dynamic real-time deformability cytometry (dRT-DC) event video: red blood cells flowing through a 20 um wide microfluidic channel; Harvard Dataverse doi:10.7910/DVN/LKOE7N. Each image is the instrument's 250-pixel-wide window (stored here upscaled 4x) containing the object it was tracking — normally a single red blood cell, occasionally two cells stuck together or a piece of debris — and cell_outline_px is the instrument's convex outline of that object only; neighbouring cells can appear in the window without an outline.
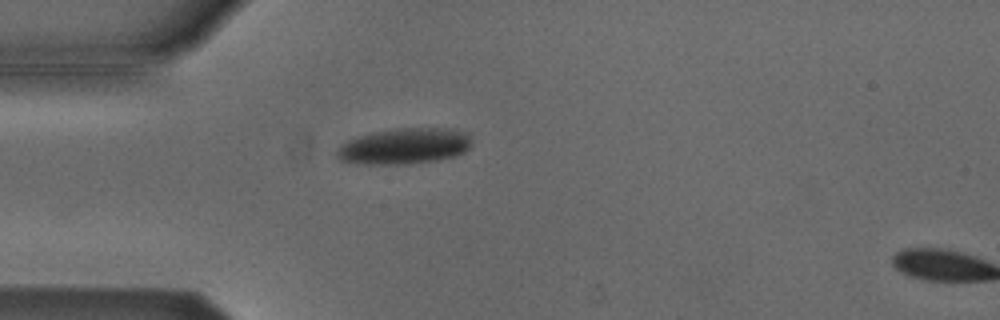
{"species": "Egyptian fruit bat (a non-hibernating species)", "species_latin": "Rousettus aegyptiacus", "temperature_condition": "cold", "stored_images_in_passage": 2, "camera_frame_rate_fps": 3000, "um_per_image_px": 0.085, "animal": {"sex": "male"}, "frame": {"image": 1, "passage_image": 1, "time_ms": 0.0, "image_size_px": [1000, 320], "cell_outline_px": [[472, 144], [464, 152], [456, 156], [436, 160], [408, 164], [364, 164], [340, 160], [336, 156], [336, 148], [340, 144], [348, 140], [372, 132], [396, 128], [456, 128], [468, 132], [472, 140]], "centroid_in_image_um": [34.4, 12.41], "position_along_channel_um": 50.6, "area_um2": 28.61}}